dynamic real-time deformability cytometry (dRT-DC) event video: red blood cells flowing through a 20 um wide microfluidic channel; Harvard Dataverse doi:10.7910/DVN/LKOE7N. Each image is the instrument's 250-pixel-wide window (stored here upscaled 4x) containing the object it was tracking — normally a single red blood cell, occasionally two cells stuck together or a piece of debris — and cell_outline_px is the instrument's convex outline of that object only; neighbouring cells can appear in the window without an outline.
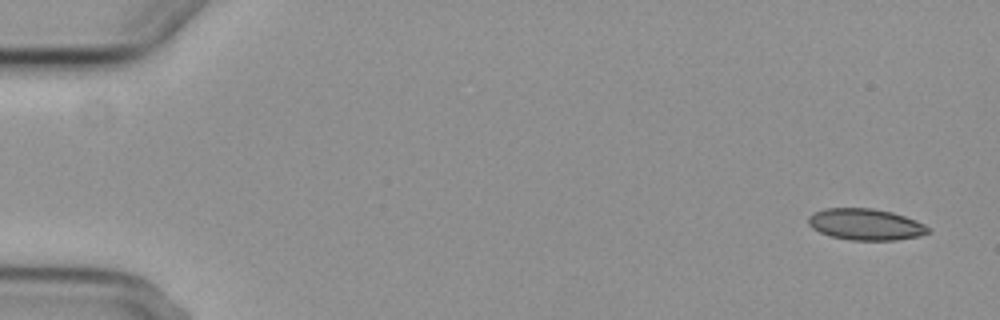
{"species": "common noctule bat (a hibernating species)", "species_latin": "Nyctalus noctula", "temperature_condition": "cold", "stored_images_in_passage": 8, "camera_frame_rate_fps": 3000, "um_per_image_px": 0.085, "animal": {"sex": "female", "body_mass_g": 29.2, "forearm_length_mm": 56.3}, "frame": {"image": 1, "passage_image": 1, "time_ms": 0.0, "image_size_px": [1000, 320], "cell_outline_px": [[928, 232], [920, 236], [896, 240], [852, 240], [832, 236], [820, 232], [812, 228], [808, 224], [808, 216], [824, 208], [872, 208], [892, 212], [916, 220], [924, 224], [928, 228]], "centroid_in_image_um": [73.56, 19.07], "position_along_channel_um": 11.4, "area_um2": 21.79}}
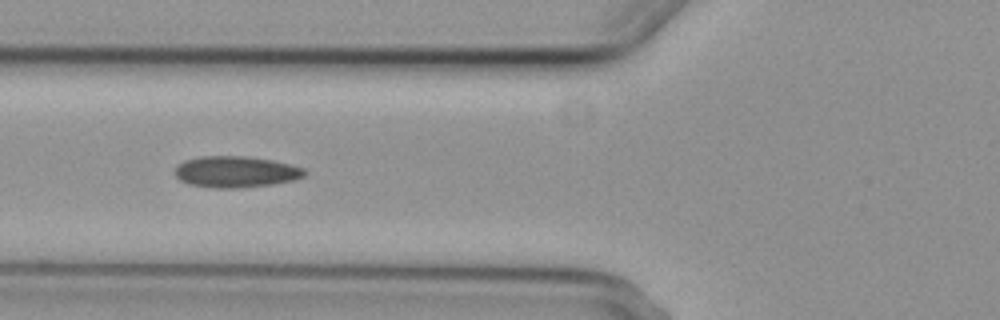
{"frame": {"image": 2, "passage_image": 6, "time_ms": 6.333, "image_size_px": [1000, 320], "cell_outline_px": [[308, 172], [304, 176], [296, 180], [272, 184], [236, 188], [212, 188], [188, 184], [180, 180], [176, 176], [176, 168], [184, 160], [204, 156], [244, 156], [272, 160], [292, 164], [304, 168]], "centroid_in_image_um": [20.09, 14.61], "position_along_channel_um": 105.7, "area_um2": 23.7}}
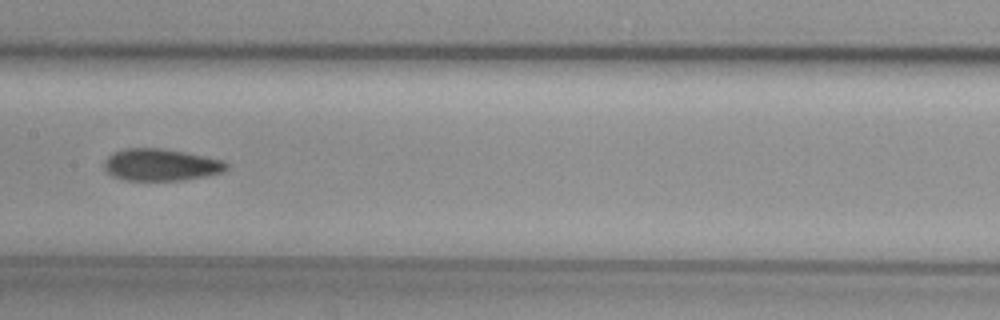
{"frame": {"image": 3, "passage_image": 8, "time_ms": 8.667, "image_size_px": [1000, 320], "cell_outline_px": [[228, 168], [224, 172], [204, 176], [180, 180], [124, 180], [112, 176], [104, 168], [104, 160], [112, 152], [124, 148], [160, 148], [184, 152], [224, 160], [228, 164]], "centroid_in_image_um": [13.66, 14.0], "position_along_channel_um": 193.7, "area_um2": 22.83}}